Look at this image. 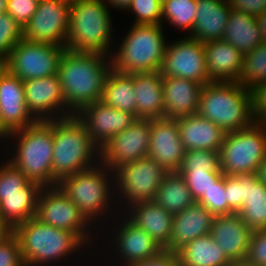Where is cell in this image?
Returning <instances> with one entry per match:
<instances>
[{
  "mask_svg": "<svg viewBox=\"0 0 266 266\" xmlns=\"http://www.w3.org/2000/svg\"><path fill=\"white\" fill-rule=\"evenodd\" d=\"M179 171L222 172L220 152L213 150H188Z\"/></svg>",
  "mask_w": 266,
  "mask_h": 266,
  "instance_id": "f35d334b",
  "label": "cell"
},
{
  "mask_svg": "<svg viewBox=\"0 0 266 266\" xmlns=\"http://www.w3.org/2000/svg\"><path fill=\"white\" fill-rule=\"evenodd\" d=\"M103 229L99 232V244L94 258L95 266H127L154 257L163 250L151 236L134 224L123 212L114 217Z\"/></svg>",
  "mask_w": 266,
  "mask_h": 266,
  "instance_id": "8992f818",
  "label": "cell"
},
{
  "mask_svg": "<svg viewBox=\"0 0 266 266\" xmlns=\"http://www.w3.org/2000/svg\"><path fill=\"white\" fill-rule=\"evenodd\" d=\"M66 1H69L70 3H72V2H74V1H76V0H66Z\"/></svg>",
  "mask_w": 266,
  "mask_h": 266,
  "instance_id": "91938a15",
  "label": "cell"
},
{
  "mask_svg": "<svg viewBox=\"0 0 266 266\" xmlns=\"http://www.w3.org/2000/svg\"><path fill=\"white\" fill-rule=\"evenodd\" d=\"M177 124L186 151H220L226 133L212 121L197 113L178 117Z\"/></svg>",
  "mask_w": 266,
  "mask_h": 266,
  "instance_id": "cb8c5ba5",
  "label": "cell"
},
{
  "mask_svg": "<svg viewBox=\"0 0 266 266\" xmlns=\"http://www.w3.org/2000/svg\"><path fill=\"white\" fill-rule=\"evenodd\" d=\"M70 4L66 0H39L36 12L23 26V38L31 42L66 47Z\"/></svg>",
  "mask_w": 266,
  "mask_h": 266,
  "instance_id": "9a60e30c",
  "label": "cell"
},
{
  "mask_svg": "<svg viewBox=\"0 0 266 266\" xmlns=\"http://www.w3.org/2000/svg\"><path fill=\"white\" fill-rule=\"evenodd\" d=\"M76 117L84 124L99 148L137 120L133 114L115 109L102 101H96L82 108Z\"/></svg>",
  "mask_w": 266,
  "mask_h": 266,
  "instance_id": "ac0fdd59",
  "label": "cell"
},
{
  "mask_svg": "<svg viewBox=\"0 0 266 266\" xmlns=\"http://www.w3.org/2000/svg\"><path fill=\"white\" fill-rule=\"evenodd\" d=\"M65 49L22 38L8 56L9 72L23 81L55 75Z\"/></svg>",
  "mask_w": 266,
  "mask_h": 266,
  "instance_id": "5bb4252c",
  "label": "cell"
},
{
  "mask_svg": "<svg viewBox=\"0 0 266 266\" xmlns=\"http://www.w3.org/2000/svg\"><path fill=\"white\" fill-rule=\"evenodd\" d=\"M13 233L12 228L4 221L0 213V242Z\"/></svg>",
  "mask_w": 266,
  "mask_h": 266,
  "instance_id": "f5cc1de1",
  "label": "cell"
},
{
  "mask_svg": "<svg viewBox=\"0 0 266 266\" xmlns=\"http://www.w3.org/2000/svg\"><path fill=\"white\" fill-rule=\"evenodd\" d=\"M222 40L234 46L243 55L263 43L256 17L236 10L230 12Z\"/></svg>",
  "mask_w": 266,
  "mask_h": 266,
  "instance_id": "4dcf8cb0",
  "label": "cell"
},
{
  "mask_svg": "<svg viewBox=\"0 0 266 266\" xmlns=\"http://www.w3.org/2000/svg\"><path fill=\"white\" fill-rule=\"evenodd\" d=\"M225 174L213 185L206 196H201L196 202L202 204L214 216L235 213L227 203L225 193Z\"/></svg>",
  "mask_w": 266,
  "mask_h": 266,
  "instance_id": "ab89813d",
  "label": "cell"
},
{
  "mask_svg": "<svg viewBox=\"0 0 266 266\" xmlns=\"http://www.w3.org/2000/svg\"><path fill=\"white\" fill-rule=\"evenodd\" d=\"M255 174H256L257 179L266 185V156L263 159V161L258 165V168Z\"/></svg>",
  "mask_w": 266,
  "mask_h": 266,
  "instance_id": "db71d44e",
  "label": "cell"
},
{
  "mask_svg": "<svg viewBox=\"0 0 266 266\" xmlns=\"http://www.w3.org/2000/svg\"><path fill=\"white\" fill-rule=\"evenodd\" d=\"M152 119H137L100 148V162L114 171L119 166L148 156Z\"/></svg>",
  "mask_w": 266,
  "mask_h": 266,
  "instance_id": "2e32d148",
  "label": "cell"
},
{
  "mask_svg": "<svg viewBox=\"0 0 266 266\" xmlns=\"http://www.w3.org/2000/svg\"><path fill=\"white\" fill-rule=\"evenodd\" d=\"M163 77L159 71L133 74L137 119L164 117Z\"/></svg>",
  "mask_w": 266,
  "mask_h": 266,
  "instance_id": "83f0119b",
  "label": "cell"
},
{
  "mask_svg": "<svg viewBox=\"0 0 266 266\" xmlns=\"http://www.w3.org/2000/svg\"><path fill=\"white\" fill-rule=\"evenodd\" d=\"M254 122L266 125V83L252 91Z\"/></svg>",
  "mask_w": 266,
  "mask_h": 266,
  "instance_id": "c3c4849f",
  "label": "cell"
},
{
  "mask_svg": "<svg viewBox=\"0 0 266 266\" xmlns=\"http://www.w3.org/2000/svg\"><path fill=\"white\" fill-rule=\"evenodd\" d=\"M246 258L257 266H266V228L252 231Z\"/></svg>",
  "mask_w": 266,
  "mask_h": 266,
  "instance_id": "f6af8a7d",
  "label": "cell"
},
{
  "mask_svg": "<svg viewBox=\"0 0 266 266\" xmlns=\"http://www.w3.org/2000/svg\"><path fill=\"white\" fill-rule=\"evenodd\" d=\"M99 162L100 148L76 115L53 120V186H57L62 178Z\"/></svg>",
  "mask_w": 266,
  "mask_h": 266,
  "instance_id": "52a82bcc",
  "label": "cell"
},
{
  "mask_svg": "<svg viewBox=\"0 0 266 266\" xmlns=\"http://www.w3.org/2000/svg\"><path fill=\"white\" fill-rule=\"evenodd\" d=\"M197 201L201 196H206V192L224 175L223 172L206 171H178Z\"/></svg>",
  "mask_w": 266,
  "mask_h": 266,
  "instance_id": "60d3db41",
  "label": "cell"
},
{
  "mask_svg": "<svg viewBox=\"0 0 266 266\" xmlns=\"http://www.w3.org/2000/svg\"><path fill=\"white\" fill-rule=\"evenodd\" d=\"M23 38V27L7 12L0 14V56L8 57Z\"/></svg>",
  "mask_w": 266,
  "mask_h": 266,
  "instance_id": "b9f144b4",
  "label": "cell"
},
{
  "mask_svg": "<svg viewBox=\"0 0 266 266\" xmlns=\"http://www.w3.org/2000/svg\"><path fill=\"white\" fill-rule=\"evenodd\" d=\"M196 9L197 0H162L161 24L166 29H177L174 32L181 30L183 36H188L194 27Z\"/></svg>",
  "mask_w": 266,
  "mask_h": 266,
  "instance_id": "836d02e7",
  "label": "cell"
},
{
  "mask_svg": "<svg viewBox=\"0 0 266 266\" xmlns=\"http://www.w3.org/2000/svg\"><path fill=\"white\" fill-rule=\"evenodd\" d=\"M4 148L0 154L29 181L53 187V120H40L10 133Z\"/></svg>",
  "mask_w": 266,
  "mask_h": 266,
  "instance_id": "277c9868",
  "label": "cell"
},
{
  "mask_svg": "<svg viewBox=\"0 0 266 266\" xmlns=\"http://www.w3.org/2000/svg\"><path fill=\"white\" fill-rule=\"evenodd\" d=\"M214 215L197 202L173 215L170 242L165 250L176 252L200 236L210 234Z\"/></svg>",
  "mask_w": 266,
  "mask_h": 266,
  "instance_id": "44dd1931",
  "label": "cell"
},
{
  "mask_svg": "<svg viewBox=\"0 0 266 266\" xmlns=\"http://www.w3.org/2000/svg\"><path fill=\"white\" fill-rule=\"evenodd\" d=\"M38 2L39 0H7L6 12L23 27L36 12Z\"/></svg>",
  "mask_w": 266,
  "mask_h": 266,
  "instance_id": "ee69618b",
  "label": "cell"
},
{
  "mask_svg": "<svg viewBox=\"0 0 266 266\" xmlns=\"http://www.w3.org/2000/svg\"><path fill=\"white\" fill-rule=\"evenodd\" d=\"M165 30L162 24H131L115 42L112 69L124 74L159 71L169 41Z\"/></svg>",
  "mask_w": 266,
  "mask_h": 266,
  "instance_id": "ba28073f",
  "label": "cell"
},
{
  "mask_svg": "<svg viewBox=\"0 0 266 266\" xmlns=\"http://www.w3.org/2000/svg\"><path fill=\"white\" fill-rule=\"evenodd\" d=\"M256 21L259 27L260 36L263 42H266V11L256 16Z\"/></svg>",
  "mask_w": 266,
  "mask_h": 266,
  "instance_id": "816d5d0a",
  "label": "cell"
},
{
  "mask_svg": "<svg viewBox=\"0 0 266 266\" xmlns=\"http://www.w3.org/2000/svg\"><path fill=\"white\" fill-rule=\"evenodd\" d=\"M39 194L2 195L0 213L12 230L28 219L36 217Z\"/></svg>",
  "mask_w": 266,
  "mask_h": 266,
  "instance_id": "e575fe53",
  "label": "cell"
},
{
  "mask_svg": "<svg viewBox=\"0 0 266 266\" xmlns=\"http://www.w3.org/2000/svg\"><path fill=\"white\" fill-rule=\"evenodd\" d=\"M113 172L116 204L120 212L136 203L153 201L168 173L149 156L123 164Z\"/></svg>",
  "mask_w": 266,
  "mask_h": 266,
  "instance_id": "30bf717a",
  "label": "cell"
},
{
  "mask_svg": "<svg viewBox=\"0 0 266 266\" xmlns=\"http://www.w3.org/2000/svg\"><path fill=\"white\" fill-rule=\"evenodd\" d=\"M105 0H76L70 4L66 49L111 56L117 40L114 15ZM115 38V39H113Z\"/></svg>",
  "mask_w": 266,
  "mask_h": 266,
  "instance_id": "5b68a950",
  "label": "cell"
},
{
  "mask_svg": "<svg viewBox=\"0 0 266 266\" xmlns=\"http://www.w3.org/2000/svg\"><path fill=\"white\" fill-rule=\"evenodd\" d=\"M13 234L26 266H95V252L77 234L36 217L16 226Z\"/></svg>",
  "mask_w": 266,
  "mask_h": 266,
  "instance_id": "6da1fadb",
  "label": "cell"
},
{
  "mask_svg": "<svg viewBox=\"0 0 266 266\" xmlns=\"http://www.w3.org/2000/svg\"><path fill=\"white\" fill-rule=\"evenodd\" d=\"M112 70L111 57L65 49L57 75L65 100V117L101 101L106 78Z\"/></svg>",
  "mask_w": 266,
  "mask_h": 266,
  "instance_id": "7a4b0ae2",
  "label": "cell"
},
{
  "mask_svg": "<svg viewBox=\"0 0 266 266\" xmlns=\"http://www.w3.org/2000/svg\"><path fill=\"white\" fill-rule=\"evenodd\" d=\"M198 114L225 133L248 127L254 122L252 91L239 82H210L201 89Z\"/></svg>",
  "mask_w": 266,
  "mask_h": 266,
  "instance_id": "9c48e42d",
  "label": "cell"
},
{
  "mask_svg": "<svg viewBox=\"0 0 266 266\" xmlns=\"http://www.w3.org/2000/svg\"><path fill=\"white\" fill-rule=\"evenodd\" d=\"M132 0H105V2L109 5L110 9L114 11L117 10L119 12H123L127 9Z\"/></svg>",
  "mask_w": 266,
  "mask_h": 266,
  "instance_id": "f907efd6",
  "label": "cell"
},
{
  "mask_svg": "<svg viewBox=\"0 0 266 266\" xmlns=\"http://www.w3.org/2000/svg\"><path fill=\"white\" fill-rule=\"evenodd\" d=\"M228 266H257L247 258L245 259H238V260H231V263Z\"/></svg>",
  "mask_w": 266,
  "mask_h": 266,
  "instance_id": "6f0895ef",
  "label": "cell"
},
{
  "mask_svg": "<svg viewBox=\"0 0 266 266\" xmlns=\"http://www.w3.org/2000/svg\"><path fill=\"white\" fill-rule=\"evenodd\" d=\"M8 57L0 56V79L8 73Z\"/></svg>",
  "mask_w": 266,
  "mask_h": 266,
  "instance_id": "9f6ffc18",
  "label": "cell"
},
{
  "mask_svg": "<svg viewBox=\"0 0 266 266\" xmlns=\"http://www.w3.org/2000/svg\"><path fill=\"white\" fill-rule=\"evenodd\" d=\"M127 266H180L179 259L175 252L163 249L154 257L137 261Z\"/></svg>",
  "mask_w": 266,
  "mask_h": 266,
  "instance_id": "7dc6e473",
  "label": "cell"
},
{
  "mask_svg": "<svg viewBox=\"0 0 266 266\" xmlns=\"http://www.w3.org/2000/svg\"><path fill=\"white\" fill-rule=\"evenodd\" d=\"M177 118L152 120L148 156L167 172H178L185 156Z\"/></svg>",
  "mask_w": 266,
  "mask_h": 266,
  "instance_id": "e0dca14e",
  "label": "cell"
},
{
  "mask_svg": "<svg viewBox=\"0 0 266 266\" xmlns=\"http://www.w3.org/2000/svg\"><path fill=\"white\" fill-rule=\"evenodd\" d=\"M25 102L38 121L65 117V100L57 74L23 81Z\"/></svg>",
  "mask_w": 266,
  "mask_h": 266,
  "instance_id": "d6986e66",
  "label": "cell"
},
{
  "mask_svg": "<svg viewBox=\"0 0 266 266\" xmlns=\"http://www.w3.org/2000/svg\"><path fill=\"white\" fill-rule=\"evenodd\" d=\"M241 183L242 208L238 211L245 224L253 231L266 228V185L255 173L238 174Z\"/></svg>",
  "mask_w": 266,
  "mask_h": 266,
  "instance_id": "f1b7e54d",
  "label": "cell"
},
{
  "mask_svg": "<svg viewBox=\"0 0 266 266\" xmlns=\"http://www.w3.org/2000/svg\"><path fill=\"white\" fill-rule=\"evenodd\" d=\"M210 235L230 260L246 258L252 230L238 213L215 216Z\"/></svg>",
  "mask_w": 266,
  "mask_h": 266,
  "instance_id": "7402d4cb",
  "label": "cell"
},
{
  "mask_svg": "<svg viewBox=\"0 0 266 266\" xmlns=\"http://www.w3.org/2000/svg\"><path fill=\"white\" fill-rule=\"evenodd\" d=\"M0 266H26L19 241L13 233L0 242Z\"/></svg>",
  "mask_w": 266,
  "mask_h": 266,
  "instance_id": "7bdbcfd3",
  "label": "cell"
},
{
  "mask_svg": "<svg viewBox=\"0 0 266 266\" xmlns=\"http://www.w3.org/2000/svg\"><path fill=\"white\" fill-rule=\"evenodd\" d=\"M238 82L250 91L266 83V42L244 55Z\"/></svg>",
  "mask_w": 266,
  "mask_h": 266,
  "instance_id": "8d00e7d4",
  "label": "cell"
},
{
  "mask_svg": "<svg viewBox=\"0 0 266 266\" xmlns=\"http://www.w3.org/2000/svg\"><path fill=\"white\" fill-rule=\"evenodd\" d=\"M153 201L172 215L196 202L179 172H168L164 176Z\"/></svg>",
  "mask_w": 266,
  "mask_h": 266,
  "instance_id": "d6a6232c",
  "label": "cell"
},
{
  "mask_svg": "<svg viewBox=\"0 0 266 266\" xmlns=\"http://www.w3.org/2000/svg\"><path fill=\"white\" fill-rule=\"evenodd\" d=\"M101 101L137 118L133 74L119 73L112 69L106 78Z\"/></svg>",
  "mask_w": 266,
  "mask_h": 266,
  "instance_id": "1f68e13d",
  "label": "cell"
},
{
  "mask_svg": "<svg viewBox=\"0 0 266 266\" xmlns=\"http://www.w3.org/2000/svg\"><path fill=\"white\" fill-rule=\"evenodd\" d=\"M36 218L44 224L77 234L94 252L98 249L99 231L58 186L42 188Z\"/></svg>",
  "mask_w": 266,
  "mask_h": 266,
  "instance_id": "7c38bea8",
  "label": "cell"
},
{
  "mask_svg": "<svg viewBox=\"0 0 266 266\" xmlns=\"http://www.w3.org/2000/svg\"><path fill=\"white\" fill-rule=\"evenodd\" d=\"M7 10V0H0V14L5 13Z\"/></svg>",
  "mask_w": 266,
  "mask_h": 266,
  "instance_id": "680465c9",
  "label": "cell"
},
{
  "mask_svg": "<svg viewBox=\"0 0 266 266\" xmlns=\"http://www.w3.org/2000/svg\"><path fill=\"white\" fill-rule=\"evenodd\" d=\"M42 186L29 181L22 172L0 155V201L2 195L40 194Z\"/></svg>",
  "mask_w": 266,
  "mask_h": 266,
  "instance_id": "d590c367",
  "label": "cell"
},
{
  "mask_svg": "<svg viewBox=\"0 0 266 266\" xmlns=\"http://www.w3.org/2000/svg\"><path fill=\"white\" fill-rule=\"evenodd\" d=\"M0 118L10 133L38 121L25 102L23 80L9 71L0 79Z\"/></svg>",
  "mask_w": 266,
  "mask_h": 266,
  "instance_id": "ffe728a7",
  "label": "cell"
},
{
  "mask_svg": "<svg viewBox=\"0 0 266 266\" xmlns=\"http://www.w3.org/2000/svg\"><path fill=\"white\" fill-rule=\"evenodd\" d=\"M162 81L164 117L178 118L198 113L200 93L204 85L176 77H163Z\"/></svg>",
  "mask_w": 266,
  "mask_h": 266,
  "instance_id": "603a6c76",
  "label": "cell"
},
{
  "mask_svg": "<svg viewBox=\"0 0 266 266\" xmlns=\"http://www.w3.org/2000/svg\"><path fill=\"white\" fill-rule=\"evenodd\" d=\"M219 152L220 168L225 175L256 173L266 156V125L253 122L226 133Z\"/></svg>",
  "mask_w": 266,
  "mask_h": 266,
  "instance_id": "8fae6325",
  "label": "cell"
},
{
  "mask_svg": "<svg viewBox=\"0 0 266 266\" xmlns=\"http://www.w3.org/2000/svg\"><path fill=\"white\" fill-rule=\"evenodd\" d=\"M57 186L99 232L120 213L115 198L114 172L101 162L62 178Z\"/></svg>",
  "mask_w": 266,
  "mask_h": 266,
  "instance_id": "3957f363",
  "label": "cell"
},
{
  "mask_svg": "<svg viewBox=\"0 0 266 266\" xmlns=\"http://www.w3.org/2000/svg\"><path fill=\"white\" fill-rule=\"evenodd\" d=\"M9 134H10V132L3 126V123H2L1 118H0V145L1 146L3 145L2 148L0 147L1 152H2V149H4V147H5L7 139L9 138Z\"/></svg>",
  "mask_w": 266,
  "mask_h": 266,
  "instance_id": "11a10c76",
  "label": "cell"
},
{
  "mask_svg": "<svg viewBox=\"0 0 266 266\" xmlns=\"http://www.w3.org/2000/svg\"><path fill=\"white\" fill-rule=\"evenodd\" d=\"M225 193L228 206L235 212L242 208L241 183L235 176L225 175Z\"/></svg>",
  "mask_w": 266,
  "mask_h": 266,
  "instance_id": "bcb514c9",
  "label": "cell"
},
{
  "mask_svg": "<svg viewBox=\"0 0 266 266\" xmlns=\"http://www.w3.org/2000/svg\"><path fill=\"white\" fill-rule=\"evenodd\" d=\"M197 15L188 35L201 42L222 40L231 7L228 0H197Z\"/></svg>",
  "mask_w": 266,
  "mask_h": 266,
  "instance_id": "484cf974",
  "label": "cell"
},
{
  "mask_svg": "<svg viewBox=\"0 0 266 266\" xmlns=\"http://www.w3.org/2000/svg\"><path fill=\"white\" fill-rule=\"evenodd\" d=\"M134 224L141 227L163 249L170 242L173 215L154 201L139 202L123 212Z\"/></svg>",
  "mask_w": 266,
  "mask_h": 266,
  "instance_id": "4316f807",
  "label": "cell"
},
{
  "mask_svg": "<svg viewBox=\"0 0 266 266\" xmlns=\"http://www.w3.org/2000/svg\"><path fill=\"white\" fill-rule=\"evenodd\" d=\"M206 67L211 82H238L244 55L223 40L204 43Z\"/></svg>",
  "mask_w": 266,
  "mask_h": 266,
  "instance_id": "d4e9b609",
  "label": "cell"
},
{
  "mask_svg": "<svg viewBox=\"0 0 266 266\" xmlns=\"http://www.w3.org/2000/svg\"><path fill=\"white\" fill-rule=\"evenodd\" d=\"M175 253L180 266H228L231 263L210 234L194 239Z\"/></svg>",
  "mask_w": 266,
  "mask_h": 266,
  "instance_id": "f546056e",
  "label": "cell"
},
{
  "mask_svg": "<svg viewBox=\"0 0 266 266\" xmlns=\"http://www.w3.org/2000/svg\"><path fill=\"white\" fill-rule=\"evenodd\" d=\"M159 73L162 77L184 78L208 85L211 81L206 67L204 42L189 36L171 38L167 42Z\"/></svg>",
  "mask_w": 266,
  "mask_h": 266,
  "instance_id": "4fadbf2b",
  "label": "cell"
},
{
  "mask_svg": "<svg viewBox=\"0 0 266 266\" xmlns=\"http://www.w3.org/2000/svg\"><path fill=\"white\" fill-rule=\"evenodd\" d=\"M231 10L257 16L266 11V0H228Z\"/></svg>",
  "mask_w": 266,
  "mask_h": 266,
  "instance_id": "681fc988",
  "label": "cell"
},
{
  "mask_svg": "<svg viewBox=\"0 0 266 266\" xmlns=\"http://www.w3.org/2000/svg\"><path fill=\"white\" fill-rule=\"evenodd\" d=\"M125 12L134 17L131 24H161L162 0H132Z\"/></svg>",
  "mask_w": 266,
  "mask_h": 266,
  "instance_id": "74e56055",
  "label": "cell"
}]
</instances>
